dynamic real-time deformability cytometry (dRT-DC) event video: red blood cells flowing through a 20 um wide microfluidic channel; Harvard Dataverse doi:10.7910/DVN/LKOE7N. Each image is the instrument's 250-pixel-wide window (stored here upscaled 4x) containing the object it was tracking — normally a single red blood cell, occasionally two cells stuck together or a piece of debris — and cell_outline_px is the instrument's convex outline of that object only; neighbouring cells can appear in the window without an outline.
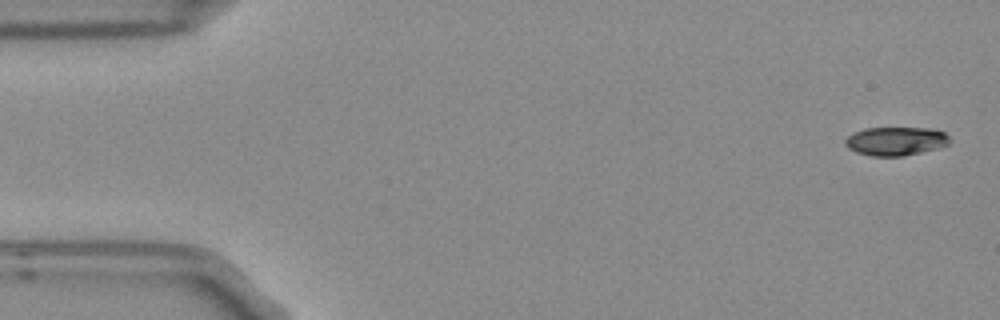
{"species": "Egyptian fruit bat (a non-hibernating species)", "species_latin": "Rousettus aegyptiacus", "temperature_condition": "room temperature", "stored_images_in_passage": 9, "camera_frame_rate_fps": 3000, "um_per_image_px": 0.085, "frame": {"image": 1, "passage_image": 1, "time_ms": 0.0, "image_size_px": [1000, 320], "cell_outline_px": [[952, 140], [948, 144], [940, 148], [904, 156], [872, 156], [856, 152], [848, 148], [844, 144], [844, 140], [852, 132], [864, 128], [932, 128], [944, 132]], "centroid_in_image_um": [76.14, 11.99], "position_along_channel_um": 8.9, "area_um2": 17.69}}
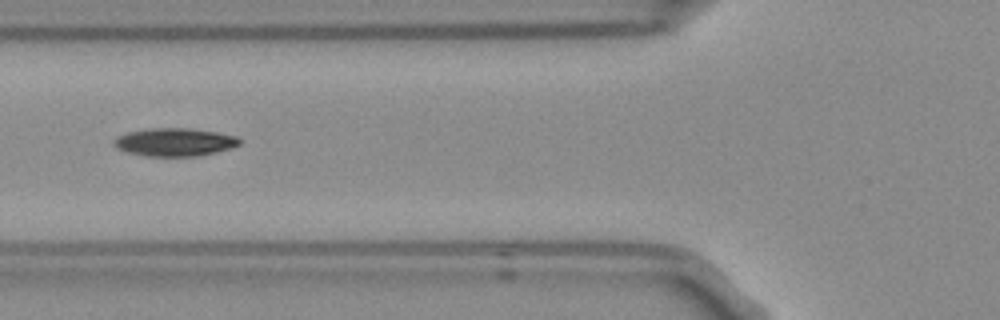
{"frame": {"image": 2, "passage_image": 6, "time_ms": 1.667, "image_size_px": [1000, 320], "cell_outline_px": [[240, 144], [232, 148], [216, 152], [196, 156], [148, 156], [128, 152], [116, 148], [112, 144], [112, 140], [116, 136], [128, 132], [148, 128], [188, 128], [216, 132], [236, 136], [240, 140]], "centroid_in_image_um": [14.81, 12.07], "position_along_channel_um": 111.0, "area_um2": 20.58}}
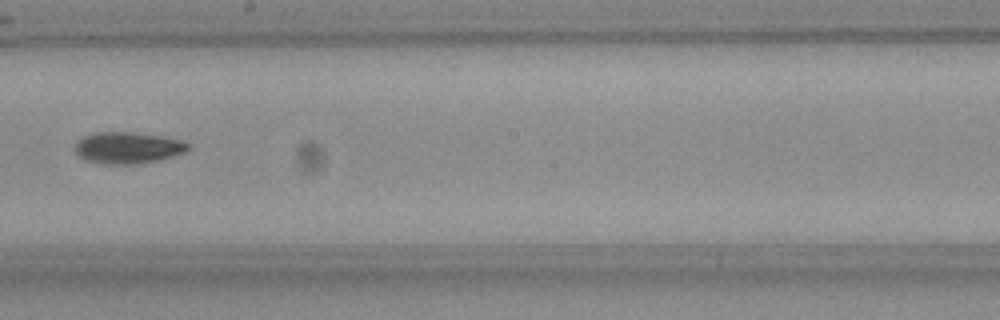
{"frame": {"image": 3, "passage_image": 9, "time_ms": 2.667, "image_size_px": [1000, 320], "cell_outline_px": [[192, 148], [184, 152], [172, 156], [156, 160], [136, 164], [108, 164], [88, 160], [80, 156], [72, 148], [84, 136], [92, 132], [132, 132], [160, 136], [180, 140], [188, 144]], "centroid_in_image_um": [10.85, 12.55], "position_along_channel_um": 237.3, "area_um2": 20.52}}